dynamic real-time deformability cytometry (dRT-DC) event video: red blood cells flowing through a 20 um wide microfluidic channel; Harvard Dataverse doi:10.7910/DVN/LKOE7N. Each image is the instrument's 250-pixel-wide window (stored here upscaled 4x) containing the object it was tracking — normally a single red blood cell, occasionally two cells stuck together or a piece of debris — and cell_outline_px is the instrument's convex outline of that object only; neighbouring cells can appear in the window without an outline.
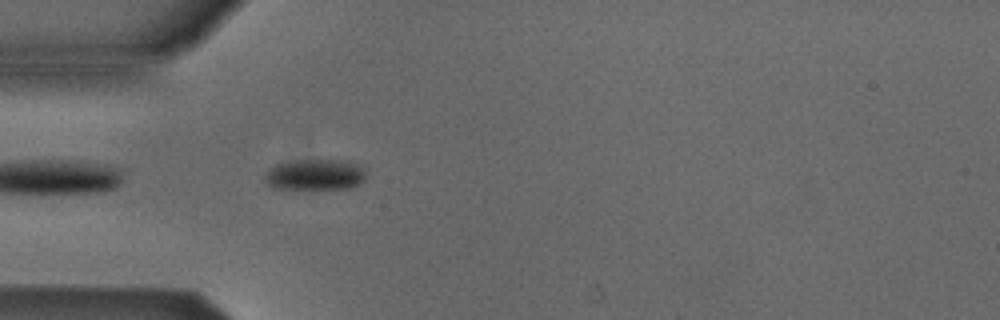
{"species": "Egyptian fruit bat (a non-hibernating species)", "species_latin": "Rousettus aegyptiacus", "temperature_condition": "cold", "stored_images_in_passage": 3, "segment_of_instrument_passage": [2, 2], "camera_frame_rate_fps": 3000, "um_per_image_px": 0.085, "animal": {"sex": "male"}, "frame": {"image": 1, "passage_image": 3, "time_ms": 0.667, "image_size_px": [1000, 320], "cell_outline_px": [[364, 180], [360, 184], [352, 188], [272, 188], [268, 184], [264, 176], [264, 172], [268, 168], [276, 164], [296, 160], [348, 160], [364, 168]], "centroid_in_image_um": [26.77, 14.83], "position_along_channel_um": 58.2, "area_um2": 18.26}}